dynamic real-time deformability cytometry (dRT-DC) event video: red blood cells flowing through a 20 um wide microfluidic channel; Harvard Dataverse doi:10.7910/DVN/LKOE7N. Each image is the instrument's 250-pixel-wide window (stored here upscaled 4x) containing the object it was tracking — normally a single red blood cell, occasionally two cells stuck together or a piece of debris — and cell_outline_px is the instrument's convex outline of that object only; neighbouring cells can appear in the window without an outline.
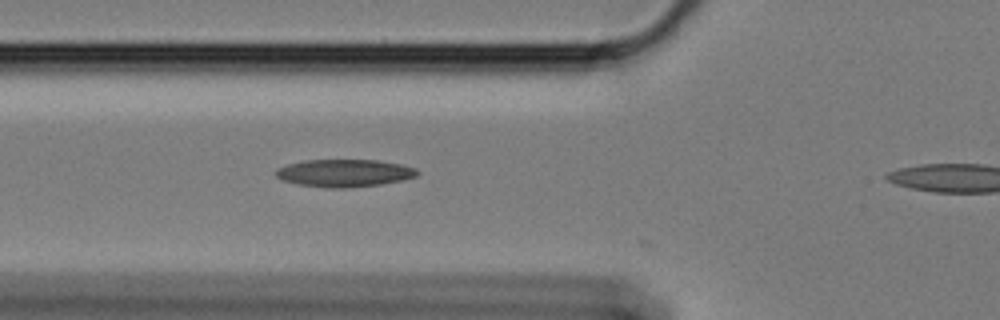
{"species": "Egyptian fruit bat (a non-hibernating species)", "species_latin": "Rousettus aegyptiacus", "temperature_condition": "cold", "stored_images_in_passage": 36, "camera_frame_rate_fps": 3000, "um_per_image_px": 0.085, "animal": {"sex": "female"}, "frame": {"image": 1, "passage_image": 6, "time_ms": 1.667, "image_size_px": [1000, 320], "cell_outline_px": [[420, 172], [416, 176], [404, 180], [380, 184], [348, 188], [328, 188], [300, 184], [280, 180], [276, 176], [276, 168], [288, 164], [304, 160], [380, 160], [400, 164], [416, 168]], "centroid_in_image_um": [29.28, 14.71], "position_along_channel_um": 96.5, "area_um2": 22.77}}
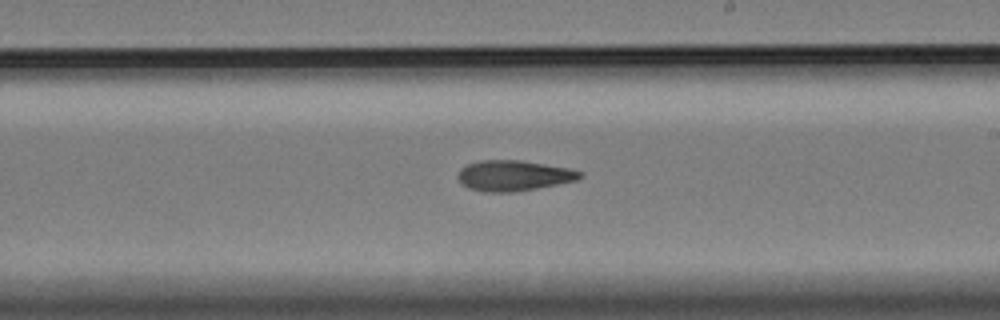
{"frame": {"image": 2, "passage_image": 19, "time_ms": 6.0, "image_size_px": [1000, 320], "cell_outline_px": [[584, 176], [576, 180], [536, 188], [512, 192], [484, 192], [468, 188], [460, 184], [456, 176], [460, 168], [468, 164], [480, 160], [520, 160], [572, 168], [584, 172]], "centroid_in_image_um": [43.64, 14.92], "position_along_channel_um": 245.4, "area_um2": 21.96}}
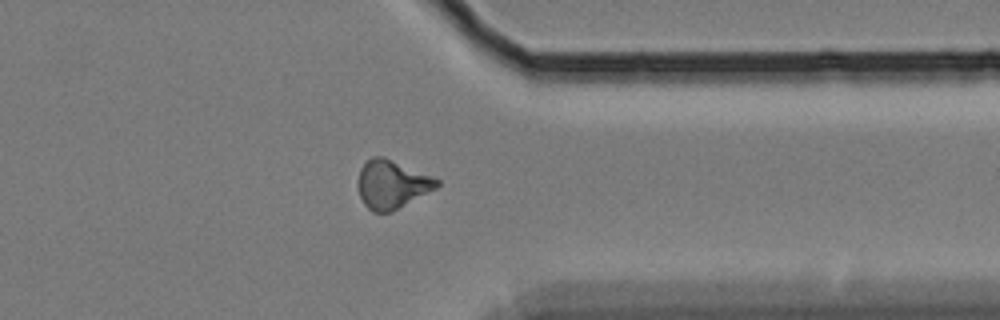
{"frame": {"image": 3, "passage_image": 31, "time_ms": 10.0, "image_size_px": [1000, 320], "cell_outline_px": [[440, 184], [436, 188], [392, 212], [372, 212], [364, 204], [360, 196], [356, 184], [360, 168], [372, 156], [384, 156], [440, 180]], "centroid_in_image_um": [33.27, 15.67], "position_along_channel_um": 378.1, "area_um2": 22.25}}